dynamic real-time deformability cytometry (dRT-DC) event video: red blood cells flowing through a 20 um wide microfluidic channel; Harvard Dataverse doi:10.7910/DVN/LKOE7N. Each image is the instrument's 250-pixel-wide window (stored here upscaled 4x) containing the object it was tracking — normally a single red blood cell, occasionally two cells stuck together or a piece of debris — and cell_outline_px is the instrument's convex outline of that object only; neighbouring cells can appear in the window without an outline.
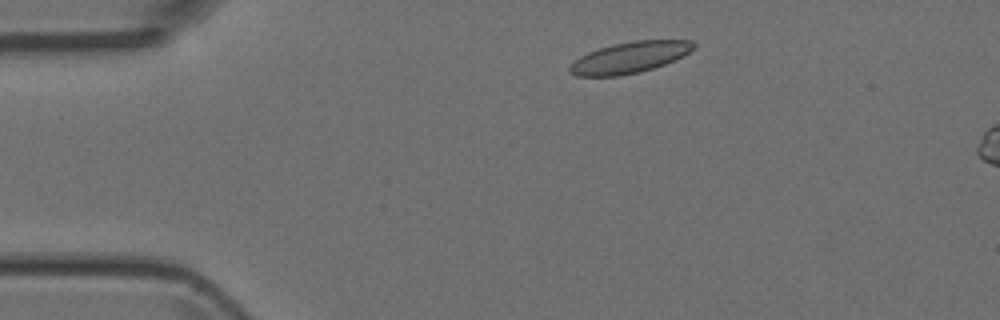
{"species": "Egyptian fruit bat (a non-hibernating species)", "species_latin": "Rousettus aegyptiacus", "temperature_condition": "room temperature", "stored_images_in_passage": 3, "camera_frame_rate_fps": 3000, "um_per_image_px": 0.085, "animal": {"sex": "female"}, "frame": {"image": 1, "passage_image": 1, "time_ms": 0.0, "image_size_px": [1000, 320], "cell_outline_px": [[696, 48], [664, 64], [640, 72], [620, 76], [576, 76], [568, 72], [568, 68], [580, 56], [588, 52], [612, 44], [632, 40], [692, 40], [696, 44]], "centroid_in_image_um": [53.5, 4.88], "position_along_channel_um": 31.5, "area_um2": 22.43}}